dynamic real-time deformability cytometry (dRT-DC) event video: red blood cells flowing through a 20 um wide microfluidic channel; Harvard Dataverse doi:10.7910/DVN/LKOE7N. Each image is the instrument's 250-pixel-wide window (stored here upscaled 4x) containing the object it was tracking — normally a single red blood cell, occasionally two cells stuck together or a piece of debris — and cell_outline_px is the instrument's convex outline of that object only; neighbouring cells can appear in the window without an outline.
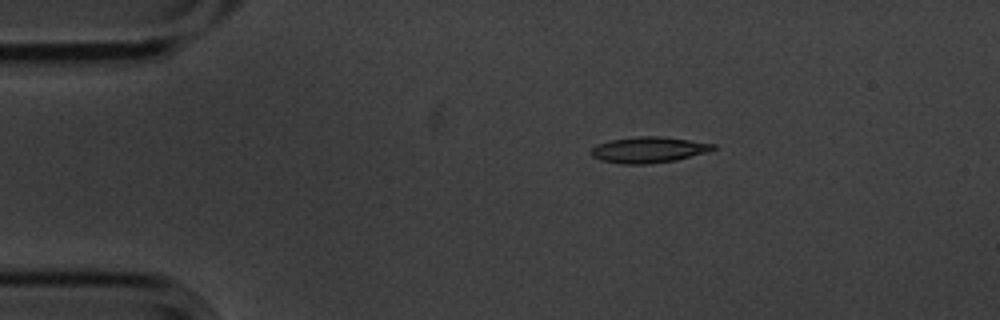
{"species": "common noctule bat (a hibernating species)", "species_latin": "Nyctalus noctula", "temperature_condition": "cold", "stored_images_in_passage": 2, "camera_frame_rate_fps": 3000, "um_per_image_px": 0.085, "animal": {"sex": "male", "body_mass_g": 20.1, "forearm_length_mm": 53.5}, "frame": {"image": 1, "passage_image": 2, "time_ms": 0.333, "image_size_px": [1000, 320], "cell_outline_px": [[716, 148], [708, 152], [676, 160], [648, 164], [620, 164], [600, 160], [592, 156], [592, 148], [596, 144], [612, 140], [640, 136], [660, 136], [716, 144]], "centroid_in_image_um": [55.14, 12.74], "position_along_channel_um": 29.9, "area_um2": 18.38}}